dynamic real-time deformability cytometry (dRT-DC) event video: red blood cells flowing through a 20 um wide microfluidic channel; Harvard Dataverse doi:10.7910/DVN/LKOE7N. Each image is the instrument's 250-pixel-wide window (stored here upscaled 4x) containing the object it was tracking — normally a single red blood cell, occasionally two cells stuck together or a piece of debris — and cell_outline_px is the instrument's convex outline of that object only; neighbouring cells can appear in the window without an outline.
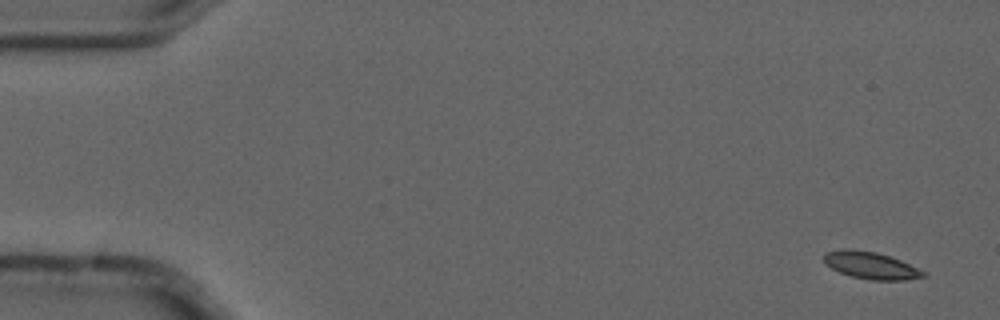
{"species": "common noctule bat (a hibernating species)", "species_latin": "Nyctalus noctula", "temperature_condition": "cold", "stored_images_in_passage": 5, "camera_frame_rate_fps": 3000, "um_per_image_px": 0.085, "animal": {"sex": "male", "forearm_length_mm": 52.5}, "frame": {"image": 1, "passage_image": 1, "time_ms": 0.0, "image_size_px": [1000, 320], "cell_outline_px": [[928, 276], [904, 280], [872, 280], [852, 276], [840, 272], [832, 268], [824, 260], [824, 252], [844, 248], [848, 248], [876, 252], [900, 260], [924, 272]], "centroid_in_image_um": [74.0, 22.55], "position_along_channel_um": 11.0, "area_um2": 15.43}}
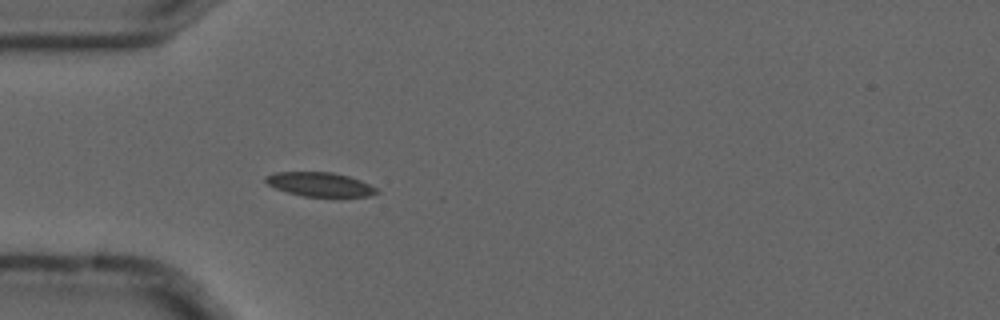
{"frame": {"image": 2, "passage_image": 5, "time_ms": 1.333, "image_size_px": [1000, 320], "cell_outline_px": [[380, 192], [368, 196], [304, 196], [288, 192], [276, 188], [268, 184], [264, 180], [264, 176], [276, 172], [332, 172], [348, 176], [360, 180], [376, 188]], "centroid_in_image_um": [27.17, 15.66], "position_along_channel_um": 57.8, "area_um2": 15.37}}